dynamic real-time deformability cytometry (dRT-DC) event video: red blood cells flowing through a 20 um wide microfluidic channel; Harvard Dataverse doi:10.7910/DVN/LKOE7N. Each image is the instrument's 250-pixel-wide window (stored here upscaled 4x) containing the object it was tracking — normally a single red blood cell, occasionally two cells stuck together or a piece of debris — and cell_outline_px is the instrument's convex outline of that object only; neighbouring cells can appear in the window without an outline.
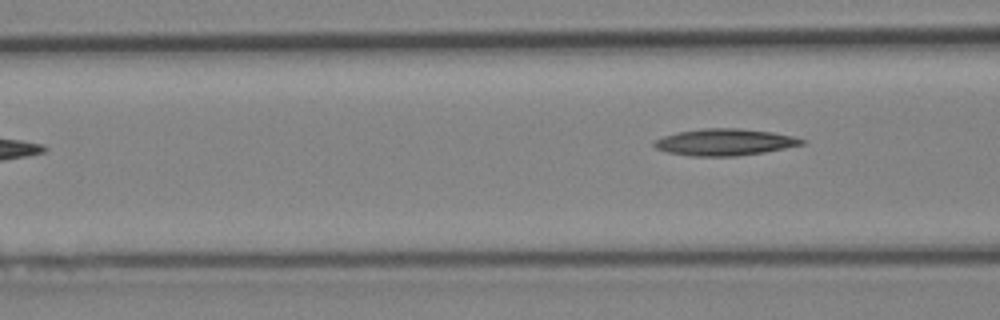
{"species": "Egyptian fruit bat (a non-hibernating species)", "species_latin": "Rousettus aegyptiacus", "temperature_condition": "cold", "stored_images_in_passage": 4, "camera_frame_rate_fps": 3000, "um_per_image_px": 0.085, "animal": {"sex": "female"}, "frame": {"image": 1, "passage_image": 4, "time_ms": 3.667, "image_size_px": [1000, 320], "cell_outline_px": [[804, 144], [764, 152], [736, 156], [692, 156], [668, 152], [656, 148], [652, 144], [656, 140], [664, 136], [676, 132], [700, 128], [740, 128], [772, 132], [792, 136], [804, 140]], "centroid_in_image_um": [61.57, 12.07], "position_along_channel_um": 105.0, "area_um2": 22.83}}